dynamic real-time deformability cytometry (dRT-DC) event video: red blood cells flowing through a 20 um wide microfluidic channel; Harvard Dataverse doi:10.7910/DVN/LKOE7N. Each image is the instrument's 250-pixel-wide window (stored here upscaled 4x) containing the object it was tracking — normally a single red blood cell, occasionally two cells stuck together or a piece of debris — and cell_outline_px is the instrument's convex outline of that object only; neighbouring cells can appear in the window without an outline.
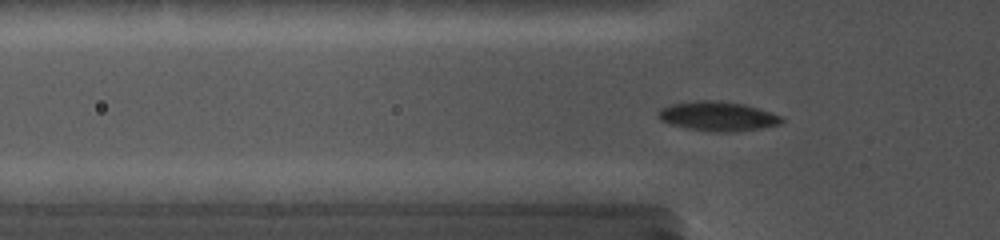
{"species": "common noctule bat (a hibernating species)", "species_latin": "Nyctalus noctula", "temperature_condition": "cold", "stored_images_in_passage": 77, "camera_frame_rate_fps": 5000, "um_per_image_px": 0.085, "animal": {"sex": "female", "body_mass_g": 19.0, "forearm_length_mm": 56.7}, "frame": {"image": 1, "passage_image": 25, "time_ms": 5.2, "image_size_px": [1000, 240], "cell_outline_px": [[784, 120], [780, 124], [760, 128], [728, 132], [724, 132], [688, 128], [672, 124], [660, 120], [656, 112], [660, 108], [672, 104], [696, 100], [712, 100], [744, 104], [784, 116]], "centroid_in_image_um": [61.01, 9.86], "position_along_channel_um": 64.8, "area_um2": 20.92}}
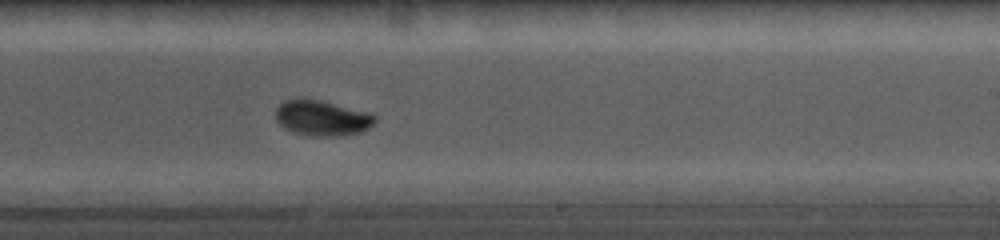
{"frame": {"image": 2, "passage_image": 47, "time_ms": 10.4, "image_size_px": [1000, 240], "cell_outline_px": [[376, 120], [368, 128], [360, 132], [344, 136], [312, 136], [292, 132], [284, 128], [276, 120], [276, 108], [280, 104], [288, 100], [320, 100], [364, 112], [376, 116]], "centroid_in_image_um": [27.35, 10.07], "position_along_channel_um": 261.6, "area_um2": 20.0}}
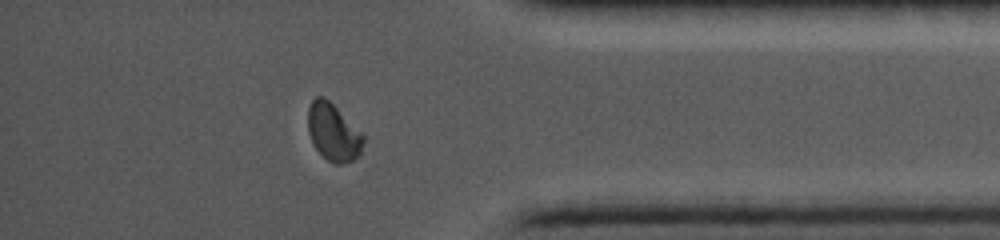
{"frame": {"image": 3, "passage_image": 65, "time_ms": 14.4, "image_size_px": [1000, 240], "cell_outline_px": [[364, 140], [360, 152], [352, 160], [344, 164], [336, 164], [328, 160], [312, 144], [308, 132], [308, 108], [312, 100], [316, 96], [324, 96], [364, 136]], "centroid_in_image_um": [28.29, 11.24], "position_along_channel_um": 406.9, "area_um2": 18.09}}